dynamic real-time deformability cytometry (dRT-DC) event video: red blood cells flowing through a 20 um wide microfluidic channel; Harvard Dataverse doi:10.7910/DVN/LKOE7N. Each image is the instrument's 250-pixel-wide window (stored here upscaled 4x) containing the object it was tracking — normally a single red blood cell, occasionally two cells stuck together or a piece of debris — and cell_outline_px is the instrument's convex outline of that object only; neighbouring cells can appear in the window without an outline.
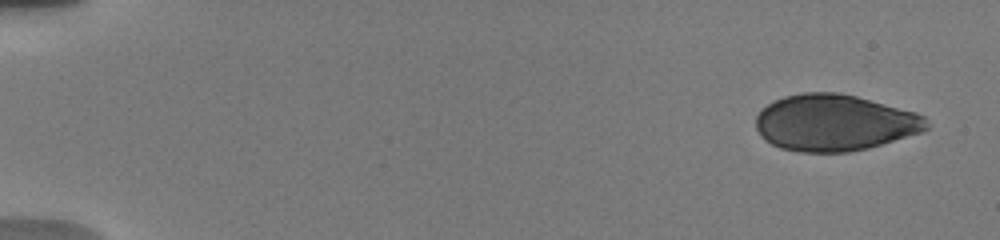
{"species": "human", "species_latin": "Homo sapiens", "temperature_condition": "warm", "stored_images_in_passage": 8, "camera_frame_rate_fps": 3000, "um_per_image_px": 0.085, "donor": {"sex": "male"}, "frame": {"image": 1, "passage_image": 1, "time_ms": 0.0, "image_size_px": [1000, 240], "cell_outline_px": [[928, 128], [924, 132], [868, 148], [848, 152], [800, 152], [780, 148], [764, 140], [760, 136], [756, 128], [756, 116], [768, 104], [784, 96], [804, 92], [840, 92], [856, 96], [916, 112], [924, 116], [928, 124]], "centroid_in_image_um": [70.94, 10.43], "position_along_channel_um": 14.1, "area_um2": 56.3}}
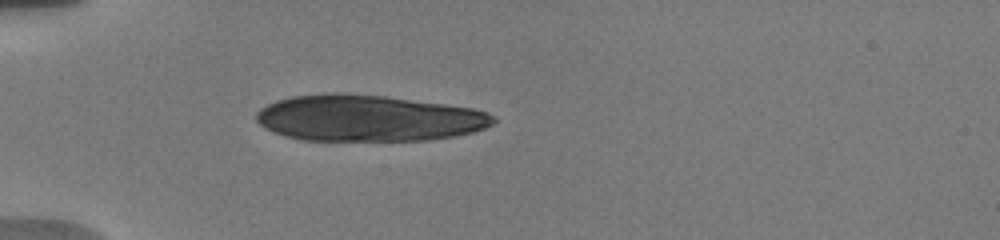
{"frame": {"image": 2, "passage_image": 6, "time_ms": 4.667, "image_size_px": [1000, 240], "cell_outline_px": [[496, 120], [492, 124], [484, 128], [472, 132], [456, 136], [428, 140], [300, 140], [264, 128], [256, 120], [256, 112], [260, 108], [276, 100], [292, 96], [324, 92], [336, 92], [384, 96], [444, 104], [472, 108], [488, 112], [496, 116]], "centroid_in_image_um": [31.3, 10.03], "position_along_channel_um": 53.7, "area_um2": 64.04}}